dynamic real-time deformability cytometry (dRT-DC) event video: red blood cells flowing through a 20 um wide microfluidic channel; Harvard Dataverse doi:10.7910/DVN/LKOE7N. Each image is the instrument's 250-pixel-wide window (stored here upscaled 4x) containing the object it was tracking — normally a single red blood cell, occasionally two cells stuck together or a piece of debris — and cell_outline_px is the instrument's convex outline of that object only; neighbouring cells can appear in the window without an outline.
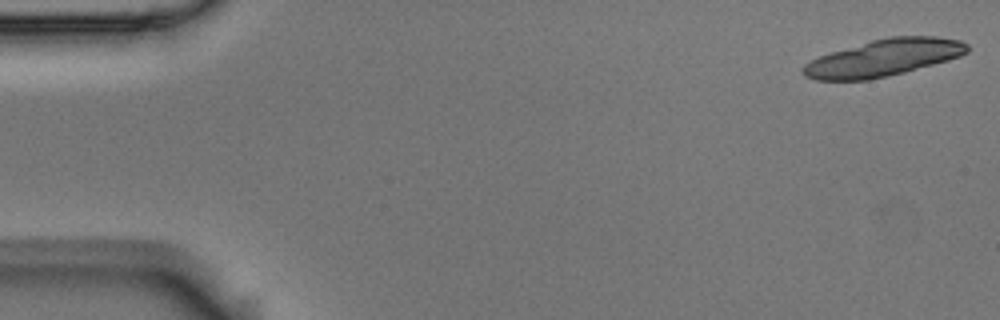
{"species": "Egyptian fruit bat (a non-hibernating species)", "species_latin": "Rousettus aegyptiacus", "temperature_condition": "room temperature", "stored_images_in_passage": 15, "camera_frame_rate_fps": 3000, "um_per_image_px": 0.085, "animal": {"sex": "male"}, "frame": {"image": 1, "passage_image": 1, "time_ms": 0.0, "image_size_px": [1000, 320], "cell_outline_px": [[968, 52], [960, 56], [948, 60], [904, 72], [888, 76], [868, 80], [816, 80], [804, 76], [800, 72], [804, 64], [820, 56], [832, 52], [872, 40], [888, 36], [936, 36], [960, 40], [968, 44]], "centroid_in_image_um": [75.11, 4.92], "position_along_channel_um": 9.9, "area_um2": 35.14}}